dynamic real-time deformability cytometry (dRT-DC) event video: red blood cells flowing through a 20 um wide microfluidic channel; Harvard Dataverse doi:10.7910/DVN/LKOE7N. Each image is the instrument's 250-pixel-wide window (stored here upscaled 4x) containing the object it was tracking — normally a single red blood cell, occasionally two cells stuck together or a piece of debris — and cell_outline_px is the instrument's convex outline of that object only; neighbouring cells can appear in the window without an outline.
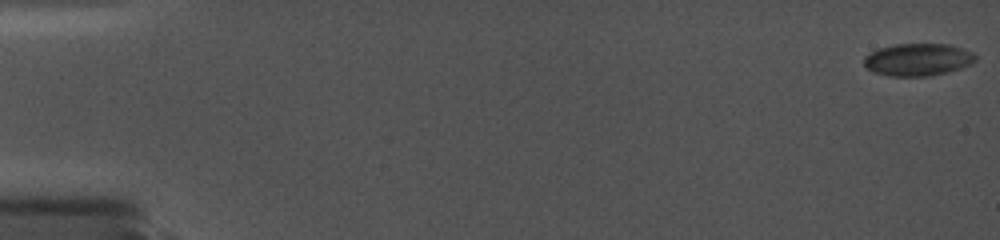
{"species": "common noctule bat (a hibernating species)", "species_latin": "Nyctalus noctula", "temperature_condition": "cold", "stored_images_in_passage": 41, "camera_frame_rate_fps": 5000, "um_per_image_px": 0.085, "animal": {"sex": "female", "body_mass_g": 19.0, "forearm_length_mm": 56.7}, "frame": {"image": 1, "passage_image": 1, "time_ms": 0.0, "image_size_px": [1000, 240], "cell_outline_px": [[976, 60], [972, 64], [948, 72], [928, 76], [888, 76], [876, 72], [868, 68], [864, 64], [864, 56], [880, 48], [896, 44], [948, 44], [972, 52], [976, 56]], "centroid_in_image_um": [78.04, 5.07], "position_along_channel_um": 7.0, "area_um2": 20.87}}
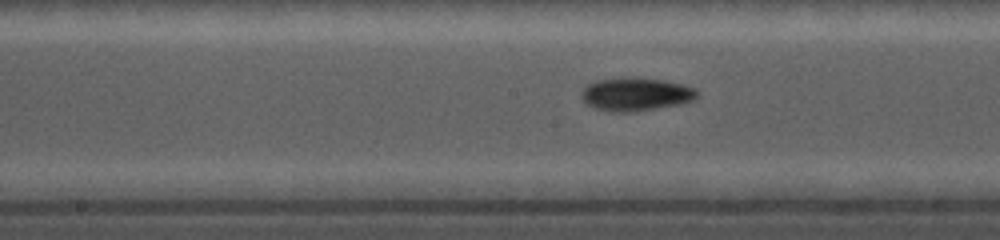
{"frame": {"image": 2, "passage_image": 25, "time_ms": 9.4, "image_size_px": [1000, 240], "cell_outline_px": [[696, 100], [684, 104], [632, 112], [608, 112], [584, 104], [580, 96], [584, 88], [588, 84], [596, 80], [620, 76], [664, 80], [696, 88]], "centroid_in_image_um": [54.01, 8.01], "position_along_channel_um": 194.2, "area_um2": 22.83}}
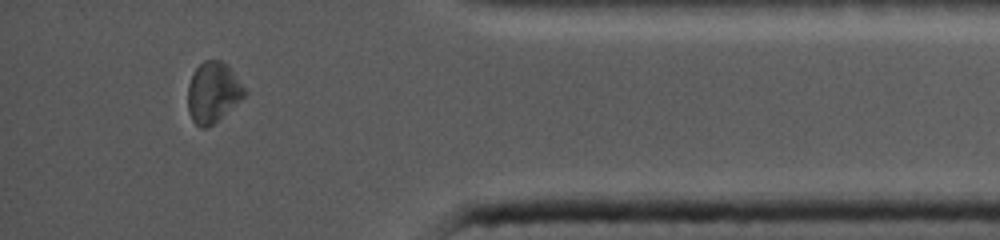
{"frame": {"image": 3, "passage_image": 40, "time_ms": 15.6, "image_size_px": [1000, 240], "cell_outline_px": [[248, 92], [240, 100], [208, 128], [200, 128], [192, 120], [188, 112], [188, 84], [196, 68], [204, 60], [220, 60], [228, 64]], "centroid_in_image_um": [18.1, 7.84], "position_along_channel_um": 417.1, "area_um2": 19.94}}